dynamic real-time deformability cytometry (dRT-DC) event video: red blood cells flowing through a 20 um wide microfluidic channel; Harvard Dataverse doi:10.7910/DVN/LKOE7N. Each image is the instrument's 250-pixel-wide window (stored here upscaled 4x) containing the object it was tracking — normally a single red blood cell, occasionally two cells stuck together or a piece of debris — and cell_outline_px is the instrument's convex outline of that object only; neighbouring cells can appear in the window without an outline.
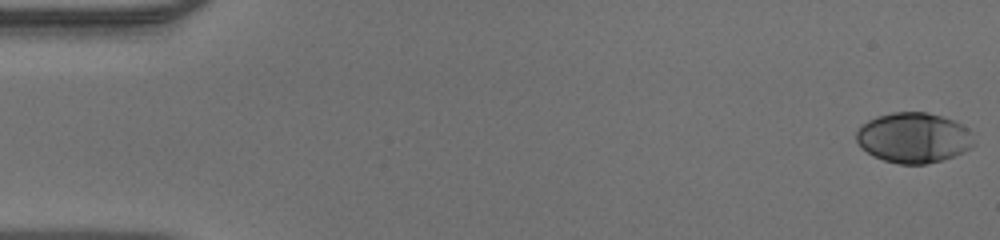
{"species": "human", "species_latin": "Homo sapiens", "temperature_condition": "warm", "stored_images_in_passage": 50, "camera_frame_rate_fps": 3000, "um_per_image_px": 0.085, "donor": {"sex": "male"}, "frame": {"image": 1, "passage_image": 1, "time_ms": 0.0, "image_size_px": [1000, 240], "cell_outline_px": [[976, 144], [972, 148], [964, 152], [940, 160], [924, 164], [900, 164], [884, 160], [872, 156], [860, 148], [856, 140], [856, 132], [860, 124], [868, 120], [892, 112], [928, 112], [956, 120], [968, 128], [972, 132]], "centroid_in_image_um": [77.67, 11.7], "position_along_channel_um": 7.3, "area_um2": 34.91}}
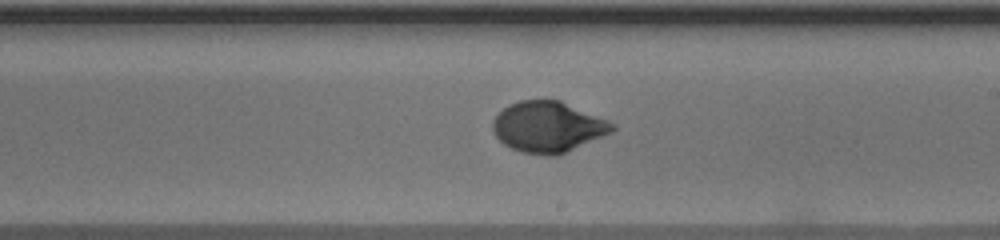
{"frame": {"image": 2, "passage_image": 29, "time_ms": 9.333, "image_size_px": [1000, 240], "cell_outline_px": [[616, 128], [612, 132], [556, 156], [548, 156], [524, 152], [512, 148], [504, 144], [496, 136], [492, 128], [492, 120], [508, 104], [520, 100], [560, 100], [616, 124]], "centroid_in_image_um": [46.57, 10.78], "position_along_channel_um": 242.4, "area_um2": 35.08}}
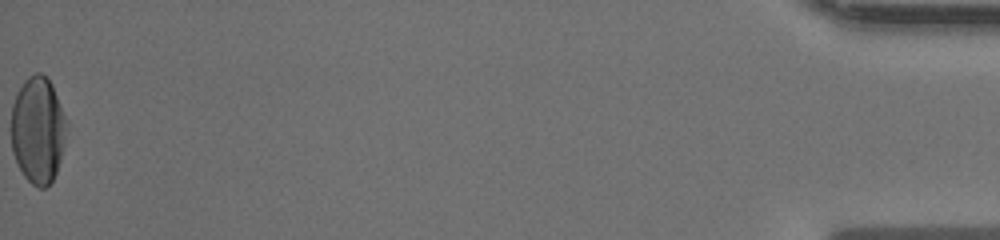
{"frame": {"image": 3, "passage_image": 50, "time_ms": 16.333, "image_size_px": [1000, 240], "cell_outline_px": [[68, 120], [60, 160], [56, 172], [52, 180], [44, 188], [40, 188], [32, 184], [24, 176], [12, 152], [12, 104], [24, 80], [28, 76], [36, 72], [40, 72], [52, 84]], "centroid_in_image_um": [3.23, 11.03], "position_along_channel_um": 432.0, "area_um2": 34.28}}